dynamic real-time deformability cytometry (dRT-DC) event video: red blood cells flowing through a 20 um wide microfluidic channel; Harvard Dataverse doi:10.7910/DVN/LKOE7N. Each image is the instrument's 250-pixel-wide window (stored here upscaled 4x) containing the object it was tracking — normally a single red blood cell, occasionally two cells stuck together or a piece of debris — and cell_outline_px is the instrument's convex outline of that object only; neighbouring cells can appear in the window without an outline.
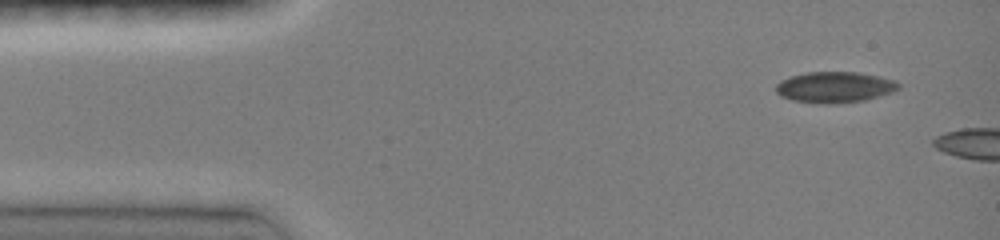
{"species": "common noctule bat (a hibernating species)", "species_latin": "Nyctalus noctula", "temperature_condition": "room temperature", "stored_images_in_passage": 2, "camera_frame_rate_fps": 3000, "um_per_image_px": 0.085, "animal": {"sex": "female", "body_mass_g": 19.0, "forearm_length_mm": 51.5}, "frame": {"image": 1, "passage_image": 1, "time_ms": 0.0, "image_size_px": [1000, 240], "cell_outline_px": [[900, 88], [892, 92], [864, 100], [828, 104], [816, 104], [792, 100], [780, 96], [776, 92], [776, 84], [780, 80], [792, 76], [808, 72], [860, 72], [880, 76], [896, 80], [900, 84]], "centroid_in_image_um": [70.95, 7.41], "position_along_channel_um": 14.1, "area_um2": 22.25}}